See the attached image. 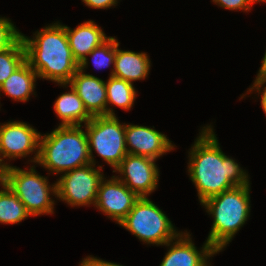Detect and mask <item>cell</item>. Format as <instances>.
Segmentation results:
<instances>
[{"label": "cell", "mask_w": 266, "mask_h": 266, "mask_svg": "<svg viewBox=\"0 0 266 266\" xmlns=\"http://www.w3.org/2000/svg\"><path fill=\"white\" fill-rule=\"evenodd\" d=\"M25 61L26 51L22 38L13 47L0 52V85Z\"/></svg>", "instance_id": "44dd1931"}, {"label": "cell", "mask_w": 266, "mask_h": 266, "mask_svg": "<svg viewBox=\"0 0 266 266\" xmlns=\"http://www.w3.org/2000/svg\"><path fill=\"white\" fill-rule=\"evenodd\" d=\"M99 168L95 169V165L90 163L61 175L56 182V197L72 207L95 205L98 187L104 178L100 172L102 166Z\"/></svg>", "instance_id": "ba28073f"}, {"label": "cell", "mask_w": 266, "mask_h": 266, "mask_svg": "<svg viewBox=\"0 0 266 266\" xmlns=\"http://www.w3.org/2000/svg\"><path fill=\"white\" fill-rule=\"evenodd\" d=\"M0 190V223L16 224L31 216L18 196L4 184Z\"/></svg>", "instance_id": "ffe728a7"}, {"label": "cell", "mask_w": 266, "mask_h": 266, "mask_svg": "<svg viewBox=\"0 0 266 266\" xmlns=\"http://www.w3.org/2000/svg\"><path fill=\"white\" fill-rule=\"evenodd\" d=\"M30 167L29 171L8 166L5 184L24 204L31 216L53 213L54 200L50 192L56 195V183L50 186L47 177L40 176Z\"/></svg>", "instance_id": "52a82bcc"}, {"label": "cell", "mask_w": 266, "mask_h": 266, "mask_svg": "<svg viewBox=\"0 0 266 266\" xmlns=\"http://www.w3.org/2000/svg\"><path fill=\"white\" fill-rule=\"evenodd\" d=\"M249 185L235 186L201 203L214 218L206 241L217 252L232 240L249 217Z\"/></svg>", "instance_id": "277c9868"}, {"label": "cell", "mask_w": 266, "mask_h": 266, "mask_svg": "<svg viewBox=\"0 0 266 266\" xmlns=\"http://www.w3.org/2000/svg\"><path fill=\"white\" fill-rule=\"evenodd\" d=\"M91 163L88 137L81 126H58L50 134L40 135L37 164L66 173Z\"/></svg>", "instance_id": "3957f363"}, {"label": "cell", "mask_w": 266, "mask_h": 266, "mask_svg": "<svg viewBox=\"0 0 266 266\" xmlns=\"http://www.w3.org/2000/svg\"><path fill=\"white\" fill-rule=\"evenodd\" d=\"M265 83H266V52H265V55L263 57L261 67L259 69V73L256 77V80L254 81L253 87L249 88V90H248L249 93L254 88L256 89L257 92L259 91L258 93H260L261 92L260 89Z\"/></svg>", "instance_id": "d4e9b609"}, {"label": "cell", "mask_w": 266, "mask_h": 266, "mask_svg": "<svg viewBox=\"0 0 266 266\" xmlns=\"http://www.w3.org/2000/svg\"><path fill=\"white\" fill-rule=\"evenodd\" d=\"M126 150L128 154L158 159L174 146L166 135L146 126L125 125Z\"/></svg>", "instance_id": "7c38bea8"}, {"label": "cell", "mask_w": 266, "mask_h": 266, "mask_svg": "<svg viewBox=\"0 0 266 266\" xmlns=\"http://www.w3.org/2000/svg\"><path fill=\"white\" fill-rule=\"evenodd\" d=\"M89 155L93 165L92 150L112 168L116 169L128 154L125 140V123L120 124L116 116H94L86 124ZM93 148V149H92Z\"/></svg>", "instance_id": "8992f818"}, {"label": "cell", "mask_w": 266, "mask_h": 266, "mask_svg": "<svg viewBox=\"0 0 266 266\" xmlns=\"http://www.w3.org/2000/svg\"><path fill=\"white\" fill-rule=\"evenodd\" d=\"M22 38L20 33L7 18L0 17V52L13 47Z\"/></svg>", "instance_id": "603a6c76"}, {"label": "cell", "mask_w": 266, "mask_h": 266, "mask_svg": "<svg viewBox=\"0 0 266 266\" xmlns=\"http://www.w3.org/2000/svg\"><path fill=\"white\" fill-rule=\"evenodd\" d=\"M26 61L39 78L68 86L79 69L68 43L65 25L54 23L37 31L33 39L22 34Z\"/></svg>", "instance_id": "7a4b0ae2"}, {"label": "cell", "mask_w": 266, "mask_h": 266, "mask_svg": "<svg viewBox=\"0 0 266 266\" xmlns=\"http://www.w3.org/2000/svg\"><path fill=\"white\" fill-rule=\"evenodd\" d=\"M263 89V93L261 94V106L263 108L264 113L266 114V87H264Z\"/></svg>", "instance_id": "f1b7e54d"}, {"label": "cell", "mask_w": 266, "mask_h": 266, "mask_svg": "<svg viewBox=\"0 0 266 266\" xmlns=\"http://www.w3.org/2000/svg\"><path fill=\"white\" fill-rule=\"evenodd\" d=\"M107 94V116H115L108 104L116 105L119 108L130 110L134 104L136 91L132 83L126 80L109 77L105 82Z\"/></svg>", "instance_id": "d6986e66"}, {"label": "cell", "mask_w": 266, "mask_h": 266, "mask_svg": "<svg viewBox=\"0 0 266 266\" xmlns=\"http://www.w3.org/2000/svg\"><path fill=\"white\" fill-rule=\"evenodd\" d=\"M68 84L76 91L92 117L107 116L105 81L78 69Z\"/></svg>", "instance_id": "5bb4252c"}, {"label": "cell", "mask_w": 266, "mask_h": 266, "mask_svg": "<svg viewBox=\"0 0 266 266\" xmlns=\"http://www.w3.org/2000/svg\"><path fill=\"white\" fill-rule=\"evenodd\" d=\"M80 266H122L120 264L107 262L102 259H97V257H86L80 263Z\"/></svg>", "instance_id": "4316f807"}, {"label": "cell", "mask_w": 266, "mask_h": 266, "mask_svg": "<svg viewBox=\"0 0 266 266\" xmlns=\"http://www.w3.org/2000/svg\"><path fill=\"white\" fill-rule=\"evenodd\" d=\"M119 225L141 241L158 246L175 240L180 234L167 215L148 197H141Z\"/></svg>", "instance_id": "5b68a950"}, {"label": "cell", "mask_w": 266, "mask_h": 266, "mask_svg": "<svg viewBox=\"0 0 266 266\" xmlns=\"http://www.w3.org/2000/svg\"><path fill=\"white\" fill-rule=\"evenodd\" d=\"M40 133L25 122L12 121L0 125V158L15 159L35 153L32 162L39 155Z\"/></svg>", "instance_id": "30bf717a"}, {"label": "cell", "mask_w": 266, "mask_h": 266, "mask_svg": "<svg viewBox=\"0 0 266 266\" xmlns=\"http://www.w3.org/2000/svg\"><path fill=\"white\" fill-rule=\"evenodd\" d=\"M9 165L7 163H2L0 158V185H4L6 181V171Z\"/></svg>", "instance_id": "83f0119b"}, {"label": "cell", "mask_w": 266, "mask_h": 266, "mask_svg": "<svg viewBox=\"0 0 266 266\" xmlns=\"http://www.w3.org/2000/svg\"><path fill=\"white\" fill-rule=\"evenodd\" d=\"M85 5L95 9H107L117 4V0H82Z\"/></svg>", "instance_id": "484cf974"}, {"label": "cell", "mask_w": 266, "mask_h": 266, "mask_svg": "<svg viewBox=\"0 0 266 266\" xmlns=\"http://www.w3.org/2000/svg\"><path fill=\"white\" fill-rule=\"evenodd\" d=\"M169 241L171 248L166 253L160 266H209L207 259L218 253L207 241L201 251L193 244L189 233H180L176 241Z\"/></svg>", "instance_id": "4fadbf2b"}, {"label": "cell", "mask_w": 266, "mask_h": 266, "mask_svg": "<svg viewBox=\"0 0 266 266\" xmlns=\"http://www.w3.org/2000/svg\"><path fill=\"white\" fill-rule=\"evenodd\" d=\"M124 177H117L140 198L147 197L158 186L159 171L155 159L127 154L120 165L113 170Z\"/></svg>", "instance_id": "9c48e42d"}, {"label": "cell", "mask_w": 266, "mask_h": 266, "mask_svg": "<svg viewBox=\"0 0 266 266\" xmlns=\"http://www.w3.org/2000/svg\"><path fill=\"white\" fill-rule=\"evenodd\" d=\"M139 199L117 176H112L109 180H101L95 206L120 224Z\"/></svg>", "instance_id": "8fae6325"}, {"label": "cell", "mask_w": 266, "mask_h": 266, "mask_svg": "<svg viewBox=\"0 0 266 266\" xmlns=\"http://www.w3.org/2000/svg\"><path fill=\"white\" fill-rule=\"evenodd\" d=\"M215 4H218L222 8H226L229 10H244L250 11L251 5L257 0H212Z\"/></svg>", "instance_id": "cb8c5ba5"}, {"label": "cell", "mask_w": 266, "mask_h": 266, "mask_svg": "<svg viewBox=\"0 0 266 266\" xmlns=\"http://www.w3.org/2000/svg\"><path fill=\"white\" fill-rule=\"evenodd\" d=\"M65 30L72 55L82 71L88 65V54L110 38L91 20L78 25L74 30L65 26Z\"/></svg>", "instance_id": "9a60e30c"}, {"label": "cell", "mask_w": 266, "mask_h": 266, "mask_svg": "<svg viewBox=\"0 0 266 266\" xmlns=\"http://www.w3.org/2000/svg\"><path fill=\"white\" fill-rule=\"evenodd\" d=\"M88 55L92 56L94 66L99 69L109 67L110 64H113L114 66L116 55V39L114 37H110L106 42L99 47H96Z\"/></svg>", "instance_id": "7402d4cb"}, {"label": "cell", "mask_w": 266, "mask_h": 266, "mask_svg": "<svg viewBox=\"0 0 266 266\" xmlns=\"http://www.w3.org/2000/svg\"><path fill=\"white\" fill-rule=\"evenodd\" d=\"M36 78L37 72L25 61L0 85V92L3 91L15 101H28L35 89Z\"/></svg>", "instance_id": "e0dca14e"}, {"label": "cell", "mask_w": 266, "mask_h": 266, "mask_svg": "<svg viewBox=\"0 0 266 266\" xmlns=\"http://www.w3.org/2000/svg\"><path fill=\"white\" fill-rule=\"evenodd\" d=\"M71 92L60 95L54 103V111L62 120L60 126H82L93 117L87 112L83 101L70 86Z\"/></svg>", "instance_id": "ac0fdd59"}, {"label": "cell", "mask_w": 266, "mask_h": 266, "mask_svg": "<svg viewBox=\"0 0 266 266\" xmlns=\"http://www.w3.org/2000/svg\"><path fill=\"white\" fill-rule=\"evenodd\" d=\"M189 152L188 172L200 203L235 186L248 185V174L220 149L211 126L203 127Z\"/></svg>", "instance_id": "6da1fadb"}, {"label": "cell", "mask_w": 266, "mask_h": 266, "mask_svg": "<svg viewBox=\"0 0 266 266\" xmlns=\"http://www.w3.org/2000/svg\"><path fill=\"white\" fill-rule=\"evenodd\" d=\"M119 42L116 40V55L114 68L110 77L126 80L132 83L135 80L145 79L149 73L150 60L144 52L120 50Z\"/></svg>", "instance_id": "2e32d148"}, {"label": "cell", "mask_w": 266, "mask_h": 266, "mask_svg": "<svg viewBox=\"0 0 266 266\" xmlns=\"http://www.w3.org/2000/svg\"><path fill=\"white\" fill-rule=\"evenodd\" d=\"M257 1H258V2H263V1L266 2V0H257Z\"/></svg>", "instance_id": "f546056e"}]
</instances>
